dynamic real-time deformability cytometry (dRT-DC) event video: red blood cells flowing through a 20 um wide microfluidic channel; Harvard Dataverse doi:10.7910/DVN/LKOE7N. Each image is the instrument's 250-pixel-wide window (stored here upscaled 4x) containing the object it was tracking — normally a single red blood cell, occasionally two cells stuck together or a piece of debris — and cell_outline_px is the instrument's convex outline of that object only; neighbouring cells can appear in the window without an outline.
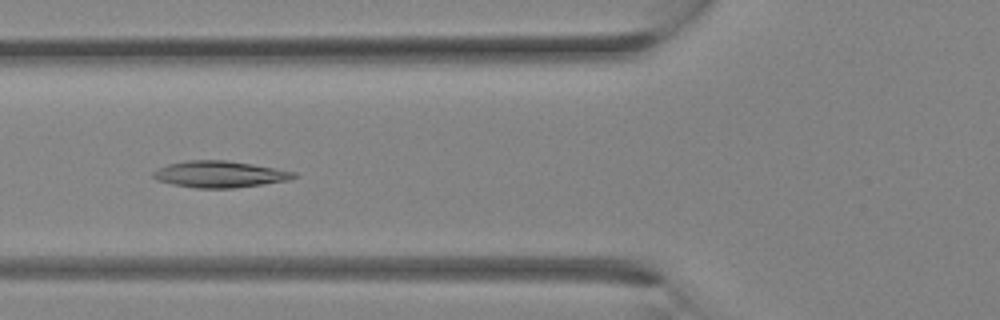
{"species": "Egyptian fruit bat (a non-hibernating species)", "species_latin": "Rousettus aegyptiacus", "temperature_condition": "room temperature", "stored_images_in_passage": 27, "camera_frame_rate_fps": 3000, "um_per_image_px": 0.085, "animal": {"sex": "female"}, "frame": {"image": 1, "passage_image": 7, "time_ms": 2.0, "image_size_px": [1000, 320], "cell_outline_px": [[300, 176], [292, 180], [264, 184], [232, 188], [196, 188], [172, 184], [156, 180], [152, 176], [152, 172], [168, 164], [188, 160], [224, 160], [252, 164], [276, 168], [296, 172]], "centroid_in_image_um": [18.72, 14.81], "position_along_channel_um": 107.1, "area_um2": 21.85}}
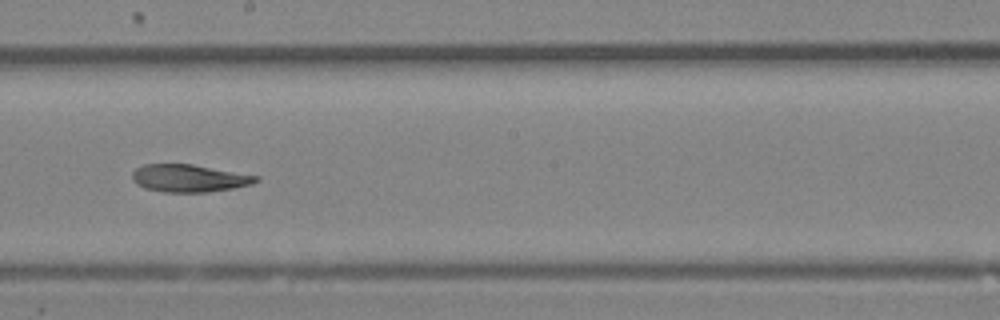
{"frame": {"image": 2, "passage_image": 13, "time_ms": 4.0, "image_size_px": [1000, 320], "cell_outline_px": [[260, 180], [252, 184], [232, 188], [208, 192], [164, 192], [144, 188], [136, 184], [132, 180], [132, 172], [136, 168], [144, 164], [192, 164], [260, 176]], "centroid_in_image_um": [16.07, 15.15], "position_along_channel_um": 232.1, "area_um2": 19.94}}
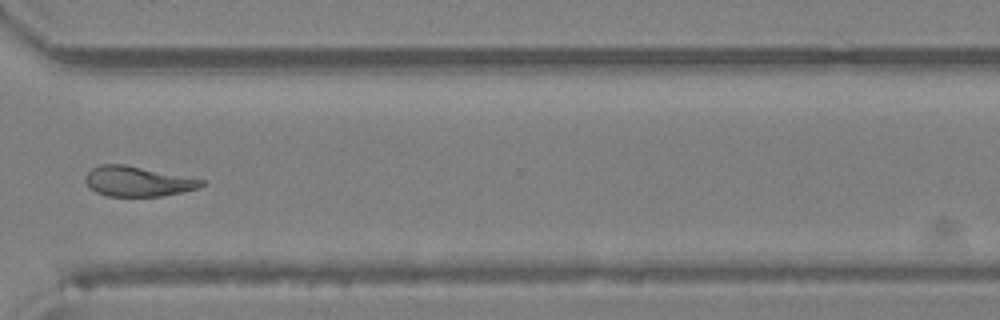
{"frame": {"image": 3, "passage_image": 19, "time_ms": 6.0, "image_size_px": [1000, 320], "cell_outline_px": [[204, 184], [200, 188], [160, 196], [108, 196], [96, 192], [88, 188], [84, 180], [84, 176], [92, 168], [100, 164], [124, 164], [204, 180]], "centroid_in_image_um": [11.64, 15.42], "position_along_channel_um": 359.0, "area_um2": 20.23}}